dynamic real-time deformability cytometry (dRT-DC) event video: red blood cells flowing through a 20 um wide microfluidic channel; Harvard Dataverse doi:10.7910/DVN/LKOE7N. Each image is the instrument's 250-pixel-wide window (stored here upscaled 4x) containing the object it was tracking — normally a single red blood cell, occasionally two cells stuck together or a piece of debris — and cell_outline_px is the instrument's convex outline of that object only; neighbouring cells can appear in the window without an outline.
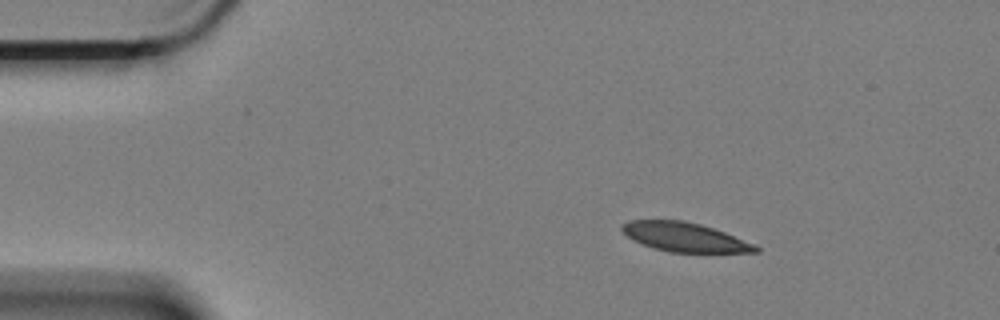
{"species": "Egyptian fruit bat (a non-hibernating species)", "species_latin": "Rousettus aegyptiacus", "temperature_condition": "cold", "stored_images_in_passage": 51, "camera_frame_rate_fps": 3000, "um_per_image_px": 0.085, "animal": {"sex": "female"}, "frame": {"image": 1, "passage_image": 1, "time_ms": 0.0, "image_size_px": [1000, 320], "cell_outline_px": [[760, 252], [668, 252], [652, 248], [632, 240], [620, 228], [620, 224], [628, 220], [684, 220], [700, 224], [724, 232], [756, 244], [760, 248]], "centroid_in_image_um": [58.17, 20.15], "position_along_channel_um": 26.8, "area_um2": 22.77}}
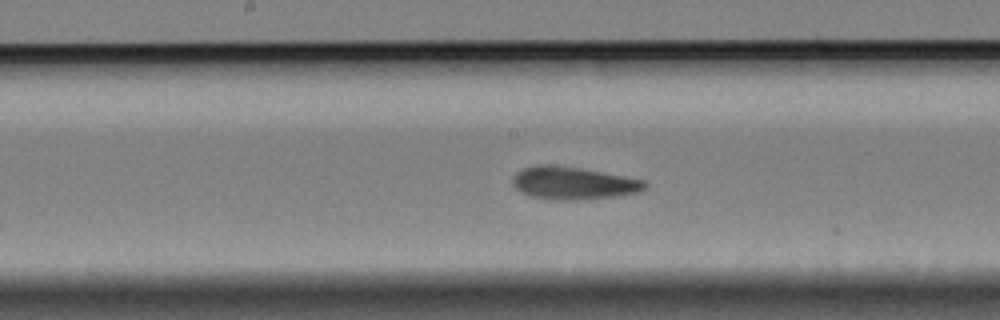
{"frame": {"image": 2, "passage_image": 22, "time_ms": 7.0, "image_size_px": [1000, 320], "cell_outline_px": [[648, 184], [640, 192], [620, 196], [576, 200], [556, 200], [528, 196], [520, 192], [512, 184], [512, 176], [516, 172], [524, 168], [536, 164], [548, 164], [580, 168], [644, 180]], "centroid_in_image_um": [48.69, 15.57], "position_along_channel_um": 199.5, "area_um2": 25.32}}
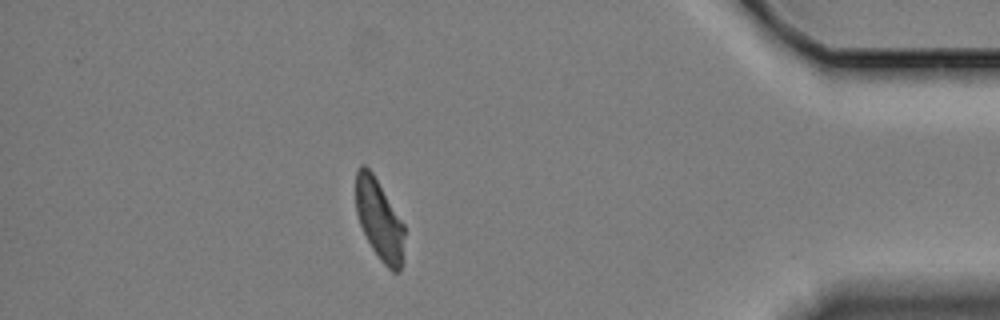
{"frame": {"image": 3, "passage_image": 44, "time_ms": 14.333, "image_size_px": [1000, 320], "cell_outline_px": [[404, 260], [400, 272], [392, 272], [380, 260], [372, 248], [360, 224], [356, 212], [356, 168], [360, 164], [364, 164], [372, 172], [404, 224]], "centroid_in_image_um": [32.25, 18.7], "position_along_channel_um": 402.9, "area_um2": 22.89}, "authors_computed_cell_mechanics": {"area_um2": 24.6806, "velocity_mm_per_s": 3.339, "shape_relaxation_time_tau1_ms": 5.7255, "shape_relaxation_time_tau2_ms": 2.8406, "deformation_change_tau1": 0.152, "deformation_change_tau2": 0.0864}}